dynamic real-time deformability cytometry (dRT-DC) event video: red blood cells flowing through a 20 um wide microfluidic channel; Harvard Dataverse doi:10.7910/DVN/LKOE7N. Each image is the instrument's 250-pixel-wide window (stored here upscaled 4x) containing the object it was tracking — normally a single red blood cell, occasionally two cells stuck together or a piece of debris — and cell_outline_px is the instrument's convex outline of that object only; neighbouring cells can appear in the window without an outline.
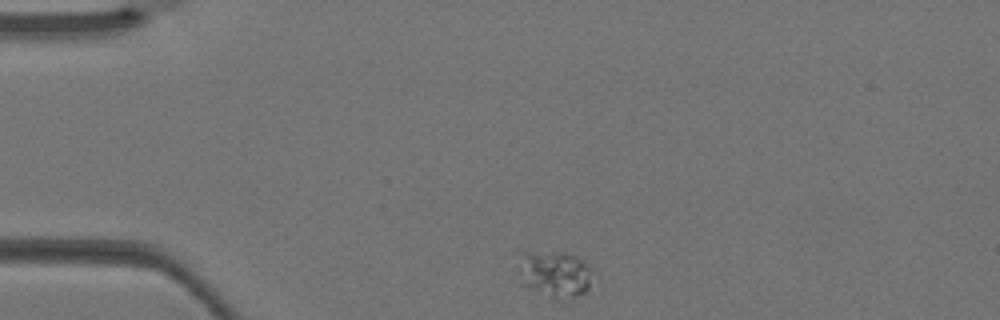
{"species": "Egyptian fruit bat (a non-hibernating species)", "species_latin": "Rousettus aegyptiacus", "temperature_condition": "warm", "stored_images_in_passage": 3, "camera_frame_rate_fps": 3000, "um_per_image_px": 0.085, "animal": {"sex": "female"}, "frame": {"image": 1, "passage_image": 1, "time_ms": 0.0, "image_size_px": [1000, 320], "cell_outline_px": [[600, 276], [584, 292], [568, 304], [556, 300], [528, 288], [524, 284], [512, 268], [520, 252], [564, 252], [576, 256], [584, 260]], "centroid_in_image_um": [47.18, 23.32], "position_along_channel_um": 37.8, "area_um2": 22.08}}